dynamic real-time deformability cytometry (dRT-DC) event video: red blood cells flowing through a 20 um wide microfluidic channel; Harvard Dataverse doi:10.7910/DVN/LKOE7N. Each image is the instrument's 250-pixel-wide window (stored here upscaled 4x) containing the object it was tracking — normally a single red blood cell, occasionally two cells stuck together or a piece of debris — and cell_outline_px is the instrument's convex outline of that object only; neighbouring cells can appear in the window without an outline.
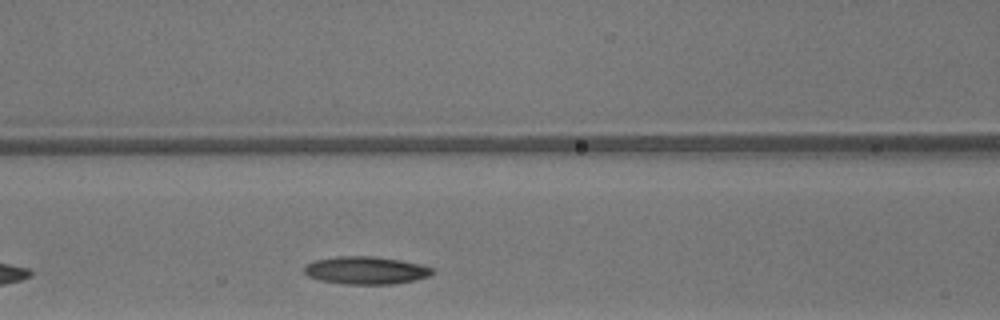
{"species": "common noctule bat (a hibernating species)", "species_latin": "Nyctalus noctula", "temperature_condition": "warm", "stored_images_in_passage": 22, "camera_frame_rate_fps": 3000, "um_per_image_px": 0.085, "animal": {"sex": "male", "body_mass_g": 13.3}, "frame": {"image": 1, "passage_image": 7, "time_ms": 2.0, "image_size_px": [1000, 320], "cell_outline_px": [[432, 272], [428, 276], [416, 280], [392, 284], [344, 284], [320, 280], [308, 276], [304, 272], [304, 268], [308, 264], [316, 260], [336, 256], [376, 256], [400, 260], [420, 264], [432, 268]], "centroid_in_image_um": [31.09, 22.98], "position_along_channel_um": 135.5, "area_um2": 20.58}}
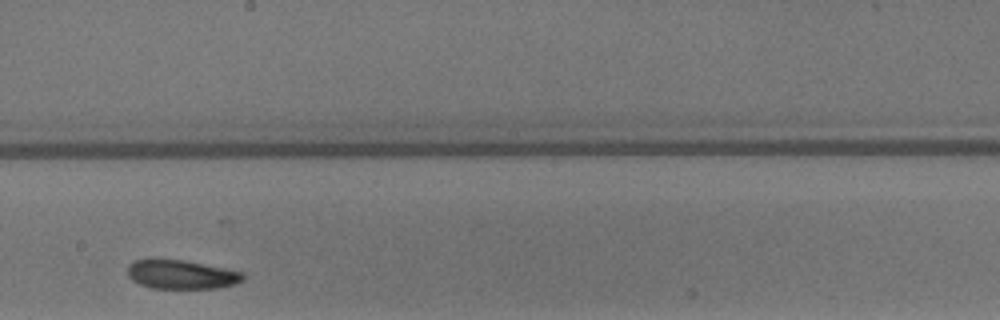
{"frame": {"image": 2, "passage_image": 14, "time_ms": 4.333, "image_size_px": [1000, 320], "cell_outline_px": [[244, 280], [236, 284], [220, 288], [152, 288], [140, 284], [132, 280], [128, 276], [128, 264], [136, 260], [184, 260], [244, 272]], "centroid_in_image_um": [15.46, 23.34], "position_along_channel_um": 232.7, "area_um2": 19.36}}
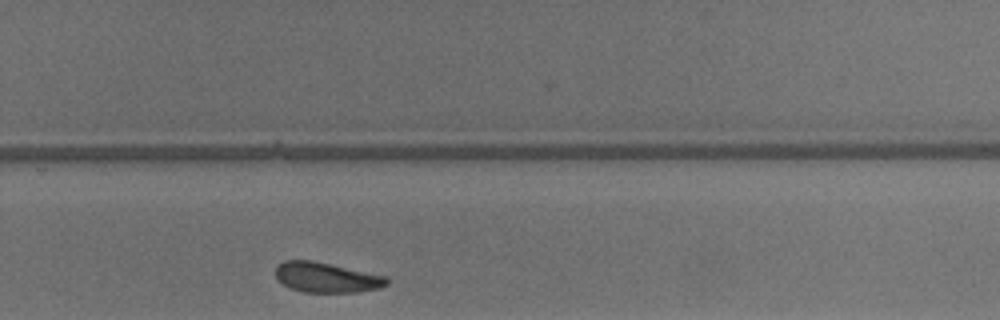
{"frame": {"image": 3, "passage_image": 19, "time_ms": 6.0, "image_size_px": [1000, 320], "cell_outline_px": [[388, 284], [380, 288], [356, 292], [304, 292], [292, 288], [284, 284], [276, 276], [276, 268], [284, 260], [312, 260], [388, 276]], "centroid_in_image_um": [27.8, 23.58], "position_along_channel_um": 302.0, "area_um2": 19.36}}